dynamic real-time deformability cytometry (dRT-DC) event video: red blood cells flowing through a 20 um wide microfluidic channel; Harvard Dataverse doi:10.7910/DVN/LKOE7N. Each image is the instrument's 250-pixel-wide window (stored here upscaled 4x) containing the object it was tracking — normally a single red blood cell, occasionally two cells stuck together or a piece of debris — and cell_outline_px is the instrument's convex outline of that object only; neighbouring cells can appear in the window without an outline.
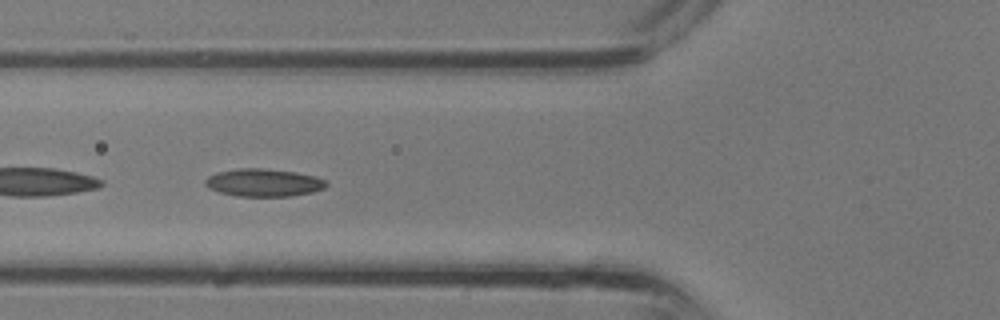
{"species": "common noctule bat (a hibernating species)", "species_latin": "Nyctalus noctula", "temperature_condition": "room temperature", "stored_images_in_passage": 35, "segment_of_instrument_passage": [1, 2], "camera_frame_rate_fps": 3000, "um_per_image_px": 0.085, "animal": {"sex": "male", "body_mass_g": 13.3}, "frame": {"image": 1, "passage_image": 12, "time_ms": 3.667, "image_size_px": [1000, 320], "cell_outline_px": [[328, 184], [324, 188], [312, 192], [292, 196], [236, 196], [220, 192], [208, 188], [204, 184], [204, 180], [208, 176], [216, 172], [240, 168], [260, 168], [296, 172], [328, 180]], "centroid_in_image_um": [22.39, 15.52], "position_along_channel_um": 103.4, "area_um2": 19.59}}
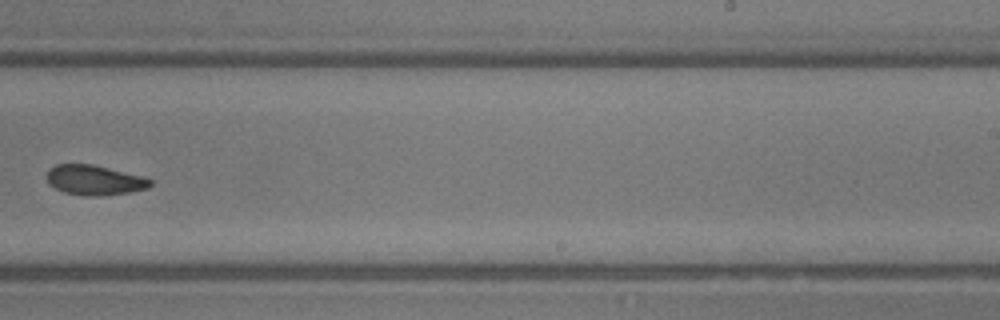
{"frame": {"image": 2, "passage_image": 21, "time_ms": 6.667, "image_size_px": [1000, 320], "cell_outline_px": [[152, 184], [148, 188], [132, 192], [104, 196], [84, 196], [64, 192], [48, 184], [48, 168], [56, 164], [92, 164], [144, 176], [152, 180]], "centroid_in_image_um": [8.06, 15.31], "position_along_channel_um": 280.9, "area_um2": 18.26}}
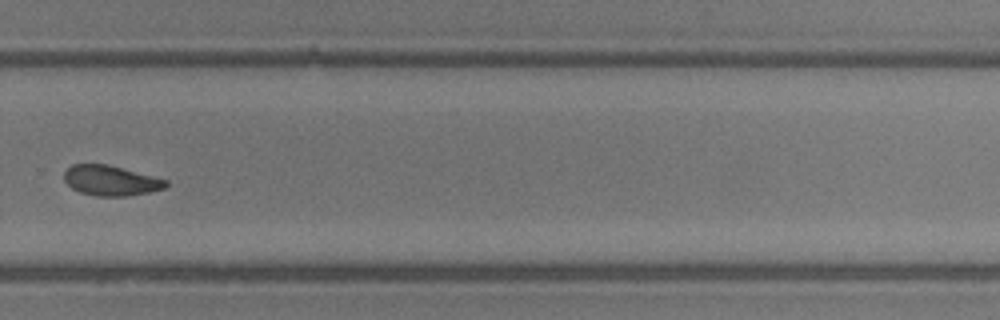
{"frame": {"image": 3, "passage_image": 23, "time_ms": 7.333, "image_size_px": [1000, 320], "cell_outline_px": [[168, 184], [164, 188], [148, 192], [124, 196], [96, 196], [80, 192], [72, 188], [64, 180], [64, 172], [72, 164], [108, 164], [168, 180]], "centroid_in_image_um": [9.4, 15.34], "position_along_channel_um": 320.4, "area_um2": 17.74}}